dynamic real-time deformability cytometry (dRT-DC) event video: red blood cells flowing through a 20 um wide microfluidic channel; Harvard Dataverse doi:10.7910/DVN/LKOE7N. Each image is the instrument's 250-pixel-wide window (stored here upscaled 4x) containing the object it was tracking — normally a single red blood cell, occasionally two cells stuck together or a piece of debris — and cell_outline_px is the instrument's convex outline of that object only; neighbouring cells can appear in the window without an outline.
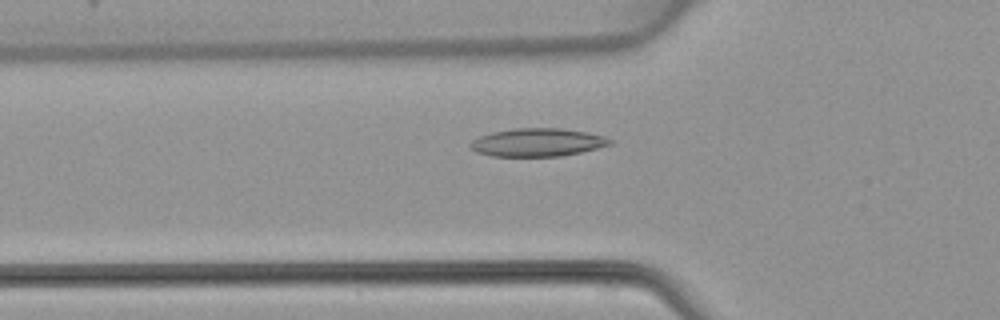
{"species": "common noctule bat (a hibernating species)", "species_latin": "Nyctalus noctula", "temperature_condition": "warm", "stored_images_in_passage": 37, "camera_frame_rate_fps": 3000, "um_per_image_px": 0.085, "animal": {"sex": "female", "body_mass_g": 22.7, "forearm_length_mm": 54.2}, "frame": {"image": 1, "passage_image": 10, "time_ms": 3.0, "image_size_px": [1000, 320], "cell_outline_px": [[616, 140], [612, 144], [580, 152], [560, 156], [492, 156], [476, 152], [468, 144], [472, 140], [480, 136], [492, 132], [516, 128], [560, 128], [588, 132], [604, 136]], "centroid_in_image_um": [45.71, 12.09], "position_along_channel_um": 80.1, "area_um2": 22.89}}
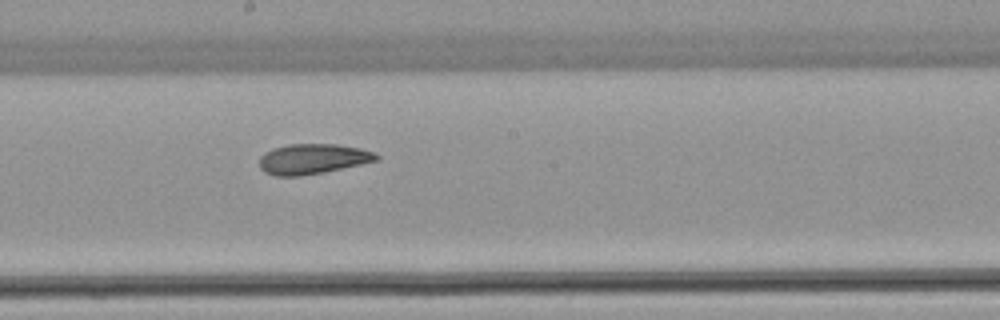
{"frame": {"image": 2, "passage_image": 20, "time_ms": 6.333, "image_size_px": [1000, 320], "cell_outline_px": [[380, 160], [324, 172], [300, 176], [276, 176], [264, 172], [260, 168], [260, 156], [264, 152], [288, 144], [336, 144], [360, 148], [372, 152], [380, 156]], "centroid_in_image_um": [26.58, 13.51], "position_along_channel_um": 221.6, "area_um2": 20.58}}
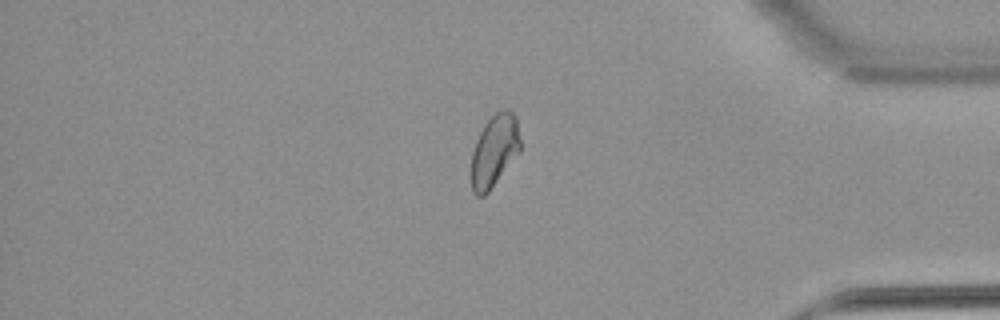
{"frame": {"image": 3, "passage_image": 34, "time_ms": 11.0, "image_size_px": [1000, 320], "cell_outline_px": [[520, 152], [488, 192], [484, 196], [476, 196], [472, 192], [468, 172], [472, 152], [476, 140], [484, 124], [496, 112], [504, 108], [508, 108], [516, 116], [520, 140]], "centroid_in_image_um": [41.98, 12.85], "position_along_channel_um": 393.2, "area_um2": 21.15}}